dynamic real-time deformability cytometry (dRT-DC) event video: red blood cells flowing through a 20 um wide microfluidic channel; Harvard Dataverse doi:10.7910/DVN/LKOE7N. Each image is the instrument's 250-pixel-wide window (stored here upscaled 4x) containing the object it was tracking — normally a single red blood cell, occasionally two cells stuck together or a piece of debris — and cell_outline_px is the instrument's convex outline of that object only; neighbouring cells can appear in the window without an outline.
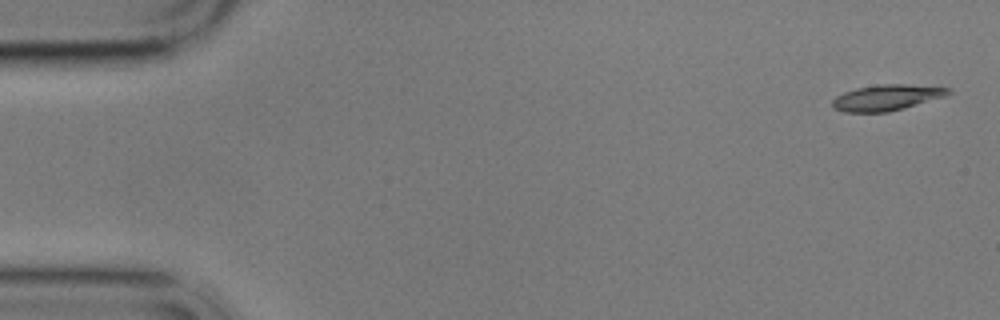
{"species": "common noctule bat (a hibernating species)", "species_latin": "Nyctalus noctula", "temperature_condition": "cold", "stored_images_in_passage": 4, "camera_frame_rate_fps": 3000, "um_per_image_px": 0.085, "animal": {"sex": "male", "body_mass_g": 17.9}, "frame": {"image": 1, "passage_image": 1, "time_ms": 0.0, "image_size_px": [1000, 320], "cell_outline_px": [[952, 92], [944, 96], [904, 108], [888, 112], [844, 112], [832, 108], [832, 100], [836, 96], [844, 92], [856, 88], [880, 84], [908, 84], [952, 88]], "centroid_in_image_um": [75.35, 8.29], "position_along_channel_um": 9.7, "area_um2": 17.46}}
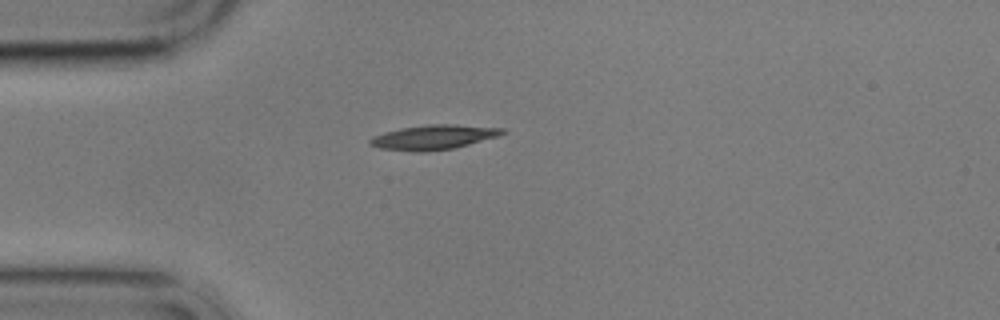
{"frame": {"image": 2, "passage_image": 4, "time_ms": 4.333, "image_size_px": [1000, 320], "cell_outline_px": [[508, 132], [496, 136], [456, 148], [424, 152], [412, 152], [380, 148], [368, 144], [368, 140], [372, 136], [384, 132], [400, 128], [428, 124], [452, 124], [504, 128]], "centroid_in_image_um": [36.81, 11.66], "position_along_channel_um": 48.2, "area_um2": 19.13}}